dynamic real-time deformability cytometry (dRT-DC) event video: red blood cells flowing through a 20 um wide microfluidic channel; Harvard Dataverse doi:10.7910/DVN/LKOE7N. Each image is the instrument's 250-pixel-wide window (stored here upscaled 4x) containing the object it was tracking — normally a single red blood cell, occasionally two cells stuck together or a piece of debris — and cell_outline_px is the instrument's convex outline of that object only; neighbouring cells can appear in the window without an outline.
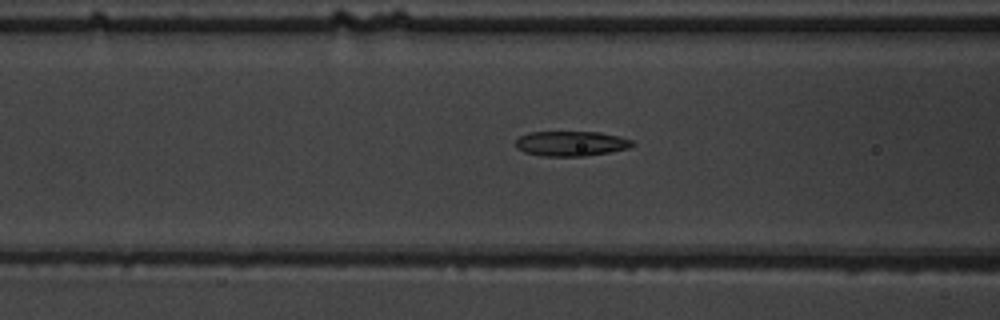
{"species": "common noctule bat (a hibernating species)", "species_latin": "Nyctalus noctula", "temperature_condition": "warm", "stored_images_in_passage": 55, "camera_frame_rate_fps": 3000, "um_per_image_px": 0.085, "animal": {"sex": "male", "body_mass_g": 19.5, "forearm_length_mm": 54.6}, "frame": {"image": 1, "passage_image": 23, "time_ms": 7.333, "image_size_px": [1000, 320], "cell_outline_px": [[636, 144], [628, 148], [608, 152], [584, 156], [544, 156], [524, 152], [516, 148], [516, 140], [520, 136], [528, 132], [600, 132], [620, 136], [632, 140]], "centroid_in_image_um": [48.54, 12.19], "position_along_channel_um": 118.1, "area_um2": 16.99}}
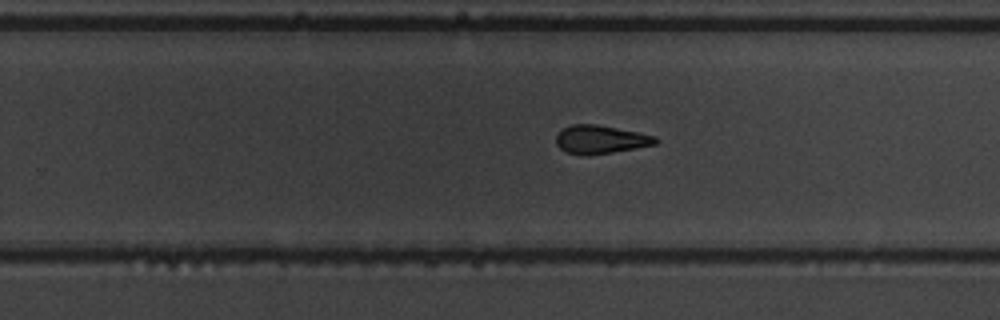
{"frame": {"image": 2, "passage_image": 36, "time_ms": 11.667, "image_size_px": [1000, 320], "cell_outline_px": [[660, 140], [656, 144], [612, 152], [584, 156], [564, 152], [556, 144], [556, 136], [564, 128], [572, 124], [596, 124], [640, 132], [656, 136]], "centroid_in_image_um": [51.05, 11.86], "position_along_channel_um": 278.7, "area_um2": 16.53}}
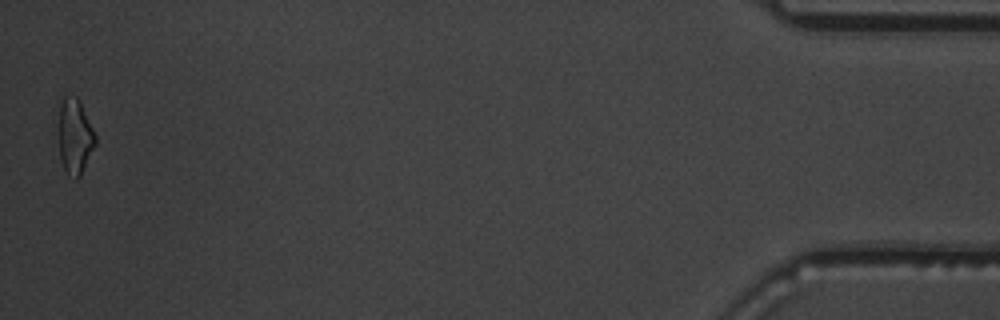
{"frame": {"image": 3, "passage_image": 55, "time_ms": 18.0, "image_size_px": [1000, 320], "cell_outline_px": [[96, 144], [80, 176], [76, 180], [68, 176], [60, 160], [56, 132], [56, 128], [60, 96], [76, 96], [80, 100], [96, 136]], "centroid_in_image_um": [6.3, 11.56], "position_along_channel_um": 428.9, "area_um2": 17.05}, "authors_computed_cell_mechanics": {"area_um2": 17.2244, "velocity_mm_per_s": 3.7207, "shape_relaxation_time_tau1_ms": 5.8506, "shape_relaxation_time_tau2_ms": 3.1655, "deformation_change_tau1": 0.1639, "deformation_change_tau2": 0.1106}}